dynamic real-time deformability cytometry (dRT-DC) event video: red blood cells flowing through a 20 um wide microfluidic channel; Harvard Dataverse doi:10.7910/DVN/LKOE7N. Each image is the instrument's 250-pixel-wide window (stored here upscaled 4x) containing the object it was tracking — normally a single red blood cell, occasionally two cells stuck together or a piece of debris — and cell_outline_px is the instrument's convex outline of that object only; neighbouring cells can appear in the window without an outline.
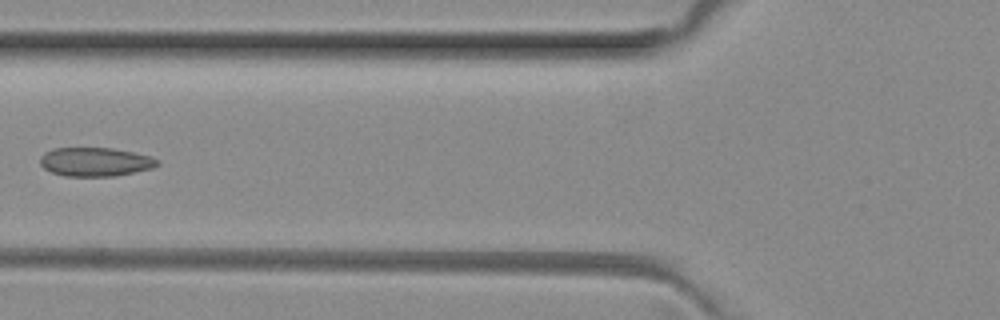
{"species": "common noctule bat (a hibernating species)", "species_latin": "Nyctalus noctula", "temperature_condition": "room temperature", "stored_images_in_passage": 6, "camera_frame_rate_fps": 3000, "um_per_image_px": 0.085, "animal": {"sex": "female", "body_mass_g": 29.2, "forearm_length_mm": 56.3}, "frame": {"image": 1, "passage_image": 6, "time_ms": 1.667, "image_size_px": [1000, 320], "cell_outline_px": [[160, 164], [152, 168], [116, 176], [64, 176], [52, 172], [44, 168], [40, 164], [40, 156], [44, 152], [52, 148], [112, 148], [152, 156], [160, 160]], "centroid_in_image_um": [8.1, 13.75], "position_along_channel_um": 117.7, "area_um2": 19.83}}